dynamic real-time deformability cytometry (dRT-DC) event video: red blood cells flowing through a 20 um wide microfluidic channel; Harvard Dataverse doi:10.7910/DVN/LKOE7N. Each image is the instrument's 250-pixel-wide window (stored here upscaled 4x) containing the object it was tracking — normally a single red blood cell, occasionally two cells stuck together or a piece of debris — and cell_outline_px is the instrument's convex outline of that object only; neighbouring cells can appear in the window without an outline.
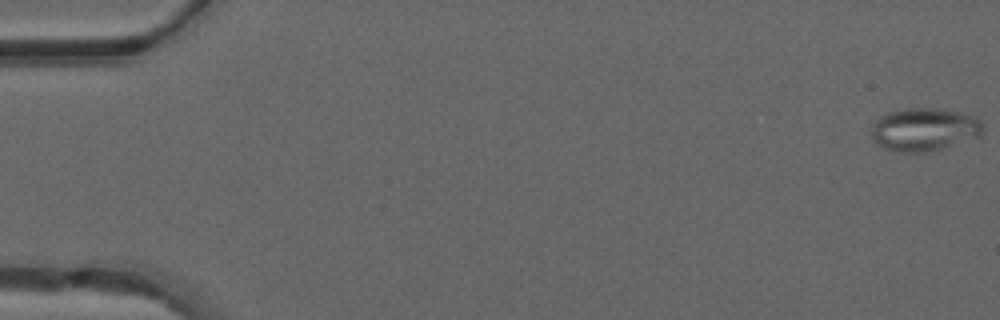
{"species": "common noctule bat (a hibernating species)", "species_latin": "Nyctalus noctula", "temperature_condition": "warm", "stored_images_in_passage": 49, "camera_frame_rate_fps": 3000, "um_per_image_px": 0.085, "animal": {"sex": "male", "forearm_length_mm": 52.5}, "frame": {"image": 1, "passage_image": 1, "time_ms": 0.0, "image_size_px": [1000, 320], "cell_outline_px": [[984, 132], [980, 136], [940, 148], [924, 152], [900, 152], [884, 148], [876, 144], [872, 140], [872, 124], [880, 116], [888, 112], [904, 108], [936, 108], [960, 112], [972, 116], [980, 120], [984, 124]], "centroid_in_image_um": [78.54, 10.99], "position_along_channel_um": 6.5, "area_um2": 27.98}}
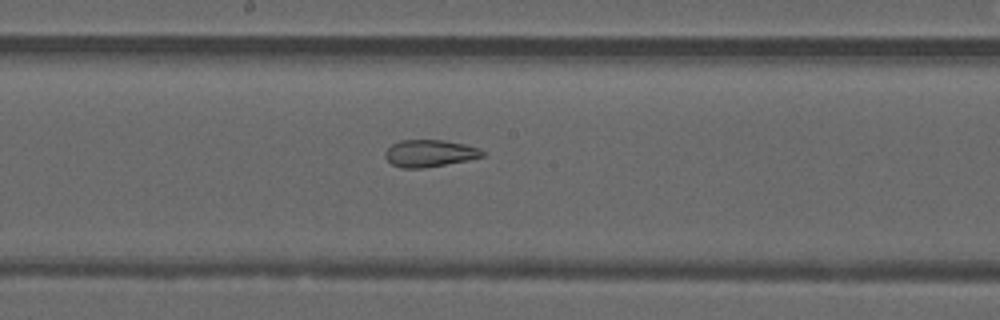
{"frame": {"image": 2, "passage_image": 27, "time_ms": 8.667, "image_size_px": [1000, 320], "cell_outline_px": [[484, 156], [468, 160], [424, 168], [400, 168], [392, 164], [384, 156], [384, 152], [392, 144], [400, 140], [444, 140], [464, 144], [480, 148], [484, 152]], "centroid_in_image_um": [36.51, 13.03], "position_along_channel_um": 211.7, "area_um2": 15.37}}
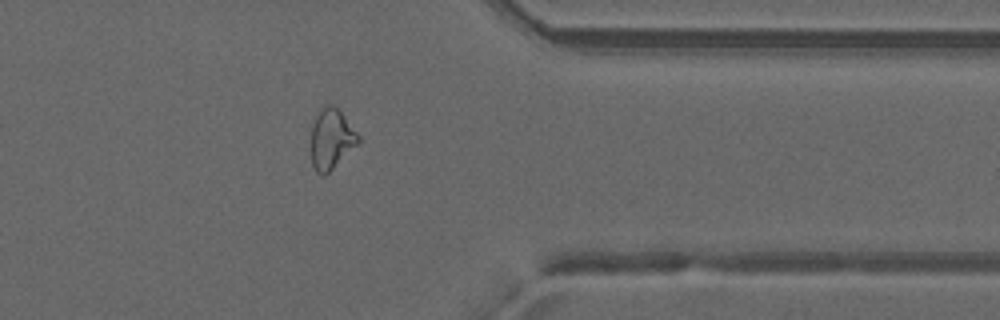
{"frame": {"image": 3, "passage_image": 40, "time_ms": 13.0, "image_size_px": [1000, 320], "cell_outline_px": [[360, 140], [324, 176], [320, 176], [316, 172], [312, 164], [312, 128], [316, 112], [324, 104], [332, 104], [344, 116], [360, 136]], "centroid_in_image_um": [28.13, 11.78], "position_along_channel_um": 383.3, "area_um2": 16.24}, "authors_computed_cell_mechanics": {"area_um2": 19.4786, "velocity_mm_per_s": 4.2133, "shape_relaxation_time_tau1_ms": null, "shape_relaxation_time_tau2_ms": 1.9867, "deformation_change_tau1": null, "deformation_change_tau2": 0.0988}}